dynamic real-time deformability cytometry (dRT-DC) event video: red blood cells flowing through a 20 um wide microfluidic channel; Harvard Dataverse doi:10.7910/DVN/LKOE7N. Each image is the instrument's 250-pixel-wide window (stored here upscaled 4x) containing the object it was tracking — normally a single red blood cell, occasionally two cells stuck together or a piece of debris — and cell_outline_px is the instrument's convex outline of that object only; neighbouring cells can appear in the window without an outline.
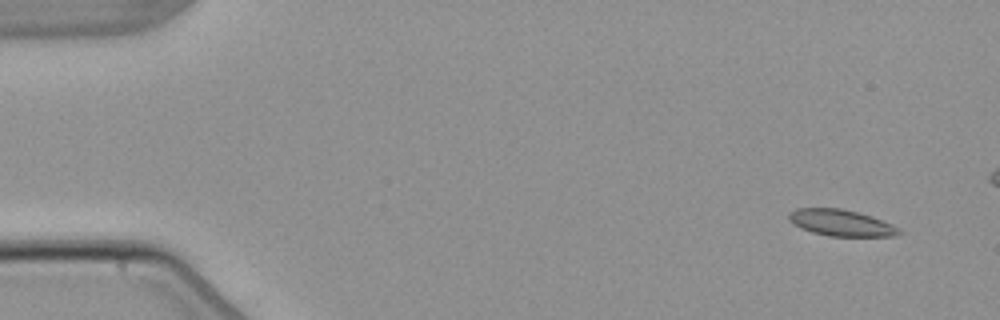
{"species": "common noctule bat (a hibernating species)", "species_latin": "Nyctalus noctula", "temperature_condition": "warm", "stored_images_in_passage": 5, "camera_frame_rate_fps": 3000, "um_per_image_px": 0.085, "animal": {"sex": "male", "body_mass_g": 21.5, "forearm_length_mm": 52.0}, "frame": {"image": 1, "passage_image": 1, "time_ms": 0.0, "image_size_px": [1000, 320], "cell_outline_px": [[904, 232], [896, 236], [828, 236], [812, 232], [800, 228], [792, 224], [788, 220], [788, 212], [796, 208], [840, 208], [872, 216], [892, 224], [900, 228]], "centroid_in_image_um": [71.48, 18.94], "position_along_channel_um": 13.5, "area_um2": 17.17}}